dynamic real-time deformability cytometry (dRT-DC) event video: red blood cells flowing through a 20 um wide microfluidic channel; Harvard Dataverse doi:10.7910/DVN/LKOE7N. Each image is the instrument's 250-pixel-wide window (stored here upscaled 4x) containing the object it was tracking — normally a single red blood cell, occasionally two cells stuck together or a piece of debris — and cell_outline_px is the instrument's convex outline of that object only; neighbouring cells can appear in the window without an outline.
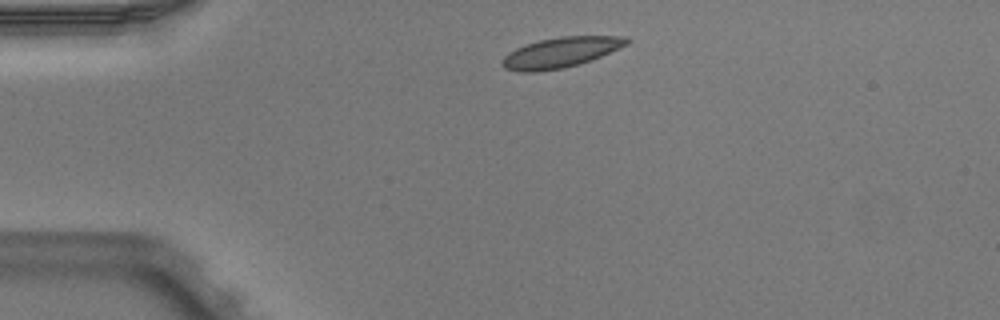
{"species": "Egyptian fruit bat (a non-hibernating species)", "species_latin": "Rousettus aegyptiacus", "temperature_condition": "warm", "stored_images_in_passage": 2, "camera_frame_rate_fps": 3000, "um_per_image_px": 0.085, "animal": {"sex": "male"}, "frame": {"image": 1, "passage_image": 1, "time_ms": 0.0, "image_size_px": [1000, 320], "cell_outline_px": [[628, 44], [600, 56], [580, 64], [564, 68], [536, 72], [520, 72], [504, 68], [500, 64], [500, 60], [508, 52], [524, 44], [540, 40], [560, 36], [628, 36]], "centroid_in_image_um": [47.6, 4.46], "position_along_channel_um": 37.4, "area_um2": 22.08}}